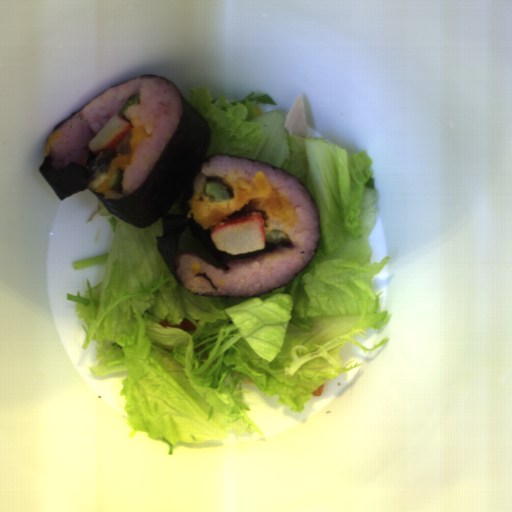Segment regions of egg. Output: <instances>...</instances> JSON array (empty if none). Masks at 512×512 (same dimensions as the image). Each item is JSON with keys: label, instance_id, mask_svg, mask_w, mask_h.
<instances>
[{"label": "egg", "instance_id": "obj_1", "mask_svg": "<svg viewBox=\"0 0 512 512\" xmlns=\"http://www.w3.org/2000/svg\"><path fill=\"white\" fill-rule=\"evenodd\" d=\"M234 197L220 202H212L205 193L193 194L187 219H193L204 230L227 222L241 213L259 212L264 227L269 219H275L286 226H294L298 221L297 211L270 183L263 172L249 178L237 177L232 181Z\"/></svg>", "mask_w": 512, "mask_h": 512}]
</instances>
